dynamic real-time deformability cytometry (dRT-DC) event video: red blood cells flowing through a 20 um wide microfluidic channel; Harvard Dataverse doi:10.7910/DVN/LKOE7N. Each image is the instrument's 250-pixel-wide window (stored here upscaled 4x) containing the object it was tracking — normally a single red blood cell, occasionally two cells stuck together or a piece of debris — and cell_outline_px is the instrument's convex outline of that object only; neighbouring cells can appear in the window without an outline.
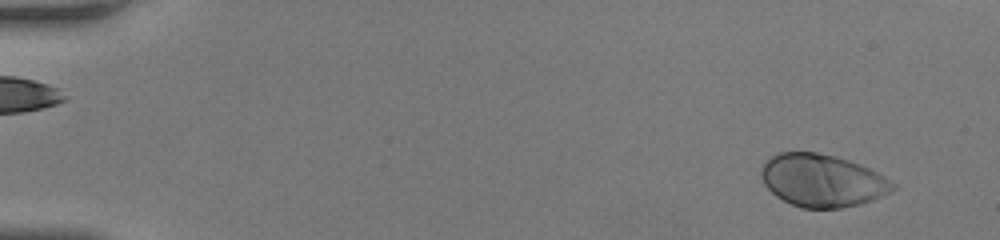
{"species": "human", "species_latin": "Homo sapiens", "temperature_condition": "room temperature", "stored_images_in_passage": 51, "camera_frame_rate_fps": 3000, "um_per_image_px": 0.085, "donor": {"sex": "female"}, "frame": {"image": 1, "passage_image": 3, "time_ms": 0.667, "image_size_px": [1000, 240], "cell_outline_px": [[896, 188], [892, 192], [872, 200], [860, 204], [840, 208], [800, 208], [776, 196], [764, 184], [760, 176], [760, 172], [764, 164], [776, 152], [816, 152], [836, 156], [860, 164], [884, 176], [896, 184]], "centroid_in_image_um": [69.9, 15.34], "position_along_channel_um": 15.1, "area_um2": 40.34}}
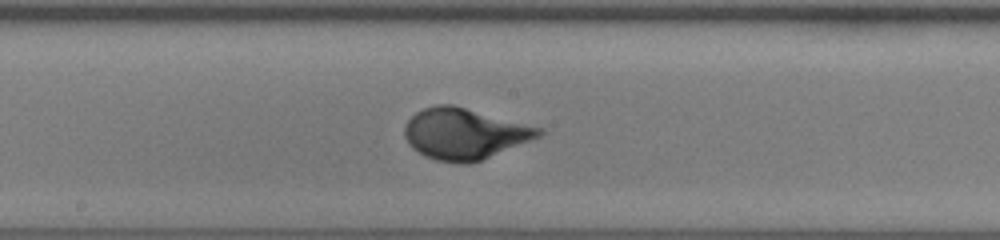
{"frame": {"image": 2, "passage_image": 28, "time_ms": 9.0, "image_size_px": [1000, 240], "cell_outline_px": [[544, 132], [540, 136], [480, 160], [468, 164], [460, 164], [436, 160], [424, 156], [412, 148], [408, 144], [404, 136], [404, 128], [408, 120], [416, 112], [424, 108], [436, 104], [452, 104], [544, 128]], "centroid_in_image_um": [39.45, 11.36], "position_along_channel_um": 208.7, "area_um2": 39.82}}
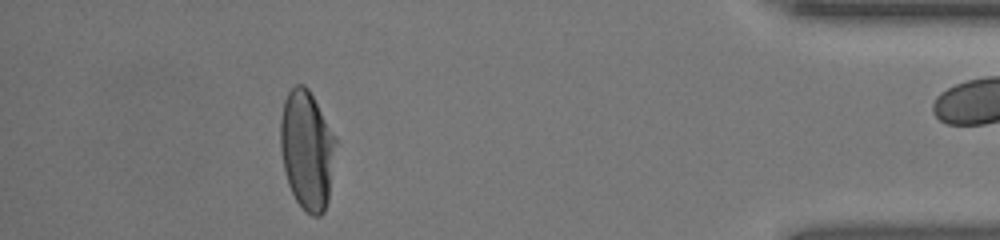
{"frame": {"image": 3, "passage_image": 46, "time_ms": 15.0, "image_size_px": [1000, 240], "cell_outline_px": [[336, 140], [328, 200], [324, 212], [320, 216], [312, 216], [296, 200], [288, 184], [284, 168], [280, 148], [280, 120], [284, 100], [288, 92], [296, 84], [304, 84], [308, 88], [336, 136]], "centroid_in_image_um": [26.08, 12.71], "position_along_channel_um": 409.1, "area_um2": 38.21}, "authors_computed_cell_mechanics": {"area_um2": 39.015, "velocity_mm_per_s": 4.1219, "shape_relaxation_time_tau1_ms": 2.6865, "shape_relaxation_time_tau2_ms": null, "deformation_change_tau1": 0.1881, "deformation_change_tau2": null}}